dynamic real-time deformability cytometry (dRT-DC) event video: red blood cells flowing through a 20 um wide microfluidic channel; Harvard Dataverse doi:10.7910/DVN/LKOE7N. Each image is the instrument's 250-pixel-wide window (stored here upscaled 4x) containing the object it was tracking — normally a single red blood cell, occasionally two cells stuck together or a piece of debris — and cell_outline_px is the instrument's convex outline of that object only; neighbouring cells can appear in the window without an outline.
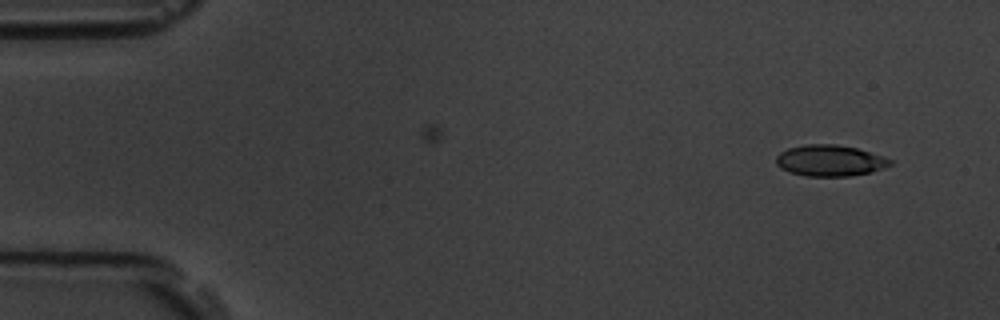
{"species": "common noctule bat (a hibernating species)", "species_latin": "Nyctalus noctula", "temperature_condition": "room temperature", "stored_images_in_passage": 3, "camera_frame_rate_fps": 3000, "um_per_image_px": 0.085, "animal": {"sex": "male", "body_mass_g": 19.5, "forearm_length_mm": 54.6}, "frame": {"image": 1, "passage_image": 3, "time_ms": 3.0, "image_size_px": [1000, 320], "cell_outline_px": [[892, 164], [884, 168], [872, 172], [848, 176], [808, 176], [788, 172], [780, 168], [776, 164], [776, 156], [780, 152], [788, 148], [804, 144], [836, 144], [856, 148], [892, 160]], "centroid_in_image_um": [70.5, 13.65], "position_along_channel_um": 14.5, "area_um2": 20.69}}